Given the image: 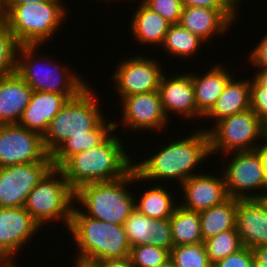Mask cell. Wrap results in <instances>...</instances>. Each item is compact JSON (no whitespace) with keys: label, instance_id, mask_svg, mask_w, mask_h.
Listing matches in <instances>:
<instances>
[{"label":"cell","instance_id":"27","mask_svg":"<svg viewBox=\"0 0 267 267\" xmlns=\"http://www.w3.org/2000/svg\"><path fill=\"white\" fill-rule=\"evenodd\" d=\"M155 183L152 188H147L143 194H138V201H135V208L142 214L153 219L170 218L179 205L173 193L165 186ZM168 189V190H167ZM172 193V194H170ZM140 195V196H139ZM173 198V199H172ZM175 199V200H174Z\"/></svg>","mask_w":267,"mask_h":267},{"label":"cell","instance_id":"41","mask_svg":"<svg viewBox=\"0 0 267 267\" xmlns=\"http://www.w3.org/2000/svg\"><path fill=\"white\" fill-rule=\"evenodd\" d=\"M92 265L94 267H134L129 257L98 260Z\"/></svg>","mask_w":267,"mask_h":267},{"label":"cell","instance_id":"18","mask_svg":"<svg viewBox=\"0 0 267 267\" xmlns=\"http://www.w3.org/2000/svg\"><path fill=\"white\" fill-rule=\"evenodd\" d=\"M240 9H209L183 7L179 24L207 43L217 35L226 34L239 18ZM220 34V35H219Z\"/></svg>","mask_w":267,"mask_h":267},{"label":"cell","instance_id":"7","mask_svg":"<svg viewBox=\"0 0 267 267\" xmlns=\"http://www.w3.org/2000/svg\"><path fill=\"white\" fill-rule=\"evenodd\" d=\"M93 90L88 85L77 96L68 99L50 121L43 136L44 147L49 155L70 137L86 135L105 118L98 101L99 95Z\"/></svg>","mask_w":267,"mask_h":267},{"label":"cell","instance_id":"50","mask_svg":"<svg viewBox=\"0 0 267 267\" xmlns=\"http://www.w3.org/2000/svg\"><path fill=\"white\" fill-rule=\"evenodd\" d=\"M3 21H4V12L2 10L1 0H0V23Z\"/></svg>","mask_w":267,"mask_h":267},{"label":"cell","instance_id":"49","mask_svg":"<svg viewBox=\"0 0 267 267\" xmlns=\"http://www.w3.org/2000/svg\"><path fill=\"white\" fill-rule=\"evenodd\" d=\"M75 263L73 267H94L93 265H88V264H85V263H82V262H76L74 261Z\"/></svg>","mask_w":267,"mask_h":267},{"label":"cell","instance_id":"26","mask_svg":"<svg viewBox=\"0 0 267 267\" xmlns=\"http://www.w3.org/2000/svg\"><path fill=\"white\" fill-rule=\"evenodd\" d=\"M237 199L229 197L221 204L199 212L203 242L236 227Z\"/></svg>","mask_w":267,"mask_h":267},{"label":"cell","instance_id":"32","mask_svg":"<svg viewBox=\"0 0 267 267\" xmlns=\"http://www.w3.org/2000/svg\"><path fill=\"white\" fill-rule=\"evenodd\" d=\"M170 258L176 267H213L203 242L173 246L170 251Z\"/></svg>","mask_w":267,"mask_h":267},{"label":"cell","instance_id":"10","mask_svg":"<svg viewBox=\"0 0 267 267\" xmlns=\"http://www.w3.org/2000/svg\"><path fill=\"white\" fill-rule=\"evenodd\" d=\"M224 156L231 157L227 166L223 165V169H219L229 197L259 199L267 190V177L257 150L232 152Z\"/></svg>","mask_w":267,"mask_h":267},{"label":"cell","instance_id":"28","mask_svg":"<svg viewBox=\"0 0 267 267\" xmlns=\"http://www.w3.org/2000/svg\"><path fill=\"white\" fill-rule=\"evenodd\" d=\"M174 246L203 242L199 212L178 205L169 218Z\"/></svg>","mask_w":267,"mask_h":267},{"label":"cell","instance_id":"9","mask_svg":"<svg viewBox=\"0 0 267 267\" xmlns=\"http://www.w3.org/2000/svg\"><path fill=\"white\" fill-rule=\"evenodd\" d=\"M205 130L211 155L255 150L267 138V127L251 109L220 119Z\"/></svg>","mask_w":267,"mask_h":267},{"label":"cell","instance_id":"25","mask_svg":"<svg viewBox=\"0 0 267 267\" xmlns=\"http://www.w3.org/2000/svg\"><path fill=\"white\" fill-rule=\"evenodd\" d=\"M108 120L104 118L93 130L86 132V135L73 136L63 142L51 154L54 168H59L70 156L101 144L120 124Z\"/></svg>","mask_w":267,"mask_h":267},{"label":"cell","instance_id":"31","mask_svg":"<svg viewBox=\"0 0 267 267\" xmlns=\"http://www.w3.org/2000/svg\"><path fill=\"white\" fill-rule=\"evenodd\" d=\"M206 253L212 265L243 248L236 227L219 233L203 242Z\"/></svg>","mask_w":267,"mask_h":267},{"label":"cell","instance_id":"38","mask_svg":"<svg viewBox=\"0 0 267 267\" xmlns=\"http://www.w3.org/2000/svg\"><path fill=\"white\" fill-rule=\"evenodd\" d=\"M155 246L167 249L169 252L174 246L169 218L156 219Z\"/></svg>","mask_w":267,"mask_h":267},{"label":"cell","instance_id":"2","mask_svg":"<svg viewBox=\"0 0 267 267\" xmlns=\"http://www.w3.org/2000/svg\"><path fill=\"white\" fill-rule=\"evenodd\" d=\"M121 136L111 133L101 144L70 156L58 169L76 191L85 184L124 177L134 159L128 155Z\"/></svg>","mask_w":267,"mask_h":267},{"label":"cell","instance_id":"52","mask_svg":"<svg viewBox=\"0 0 267 267\" xmlns=\"http://www.w3.org/2000/svg\"><path fill=\"white\" fill-rule=\"evenodd\" d=\"M93 1H96V0H93ZM97 1H99V0H97ZM100 1H101V0H100ZM102 1H105V2L109 3L110 1H111V2H114L115 0H114V1H113V0H102ZM126 1H127V0H126Z\"/></svg>","mask_w":267,"mask_h":267},{"label":"cell","instance_id":"6","mask_svg":"<svg viewBox=\"0 0 267 267\" xmlns=\"http://www.w3.org/2000/svg\"><path fill=\"white\" fill-rule=\"evenodd\" d=\"M64 4L62 0H50L11 5L4 12V21L20 45L44 46L67 19Z\"/></svg>","mask_w":267,"mask_h":267},{"label":"cell","instance_id":"16","mask_svg":"<svg viewBox=\"0 0 267 267\" xmlns=\"http://www.w3.org/2000/svg\"><path fill=\"white\" fill-rule=\"evenodd\" d=\"M162 109L170 120V114L181 115L185 119H202L203 114L197 109L195 101L193 82L190 73L176 74L168 77L162 75L158 88ZM192 118V119H191Z\"/></svg>","mask_w":267,"mask_h":267},{"label":"cell","instance_id":"20","mask_svg":"<svg viewBox=\"0 0 267 267\" xmlns=\"http://www.w3.org/2000/svg\"><path fill=\"white\" fill-rule=\"evenodd\" d=\"M32 92L17 72L0 78V125L19 123Z\"/></svg>","mask_w":267,"mask_h":267},{"label":"cell","instance_id":"19","mask_svg":"<svg viewBox=\"0 0 267 267\" xmlns=\"http://www.w3.org/2000/svg\"><path fill=\"white\" fill-rule=\"evenodd\" d=\"M236 230L244 247L267 245V208L260 199H237Z\"/></svg>","mask_w":267,"mask_h":267},{"label":"cell","instance_id":"46","mask_svg":"<svg viewBox=\"0 0 267 267\" xmlns=\"http://www.w3.org/2000/svg\"><path fill=\"white\" fill-rule=\"evenodd\" d=\"M14 259H0V267H18Z\"/></svg>","mask_w":267,"mask_h":267},{"label":"cell","instance_id":"42","mask_svg":"<svg viewBox=\"0 0 267 267\" xmlns=\"http://www.w3.org/2000/svg\"><path fill=\"white\" fill-rule=\"evenodd\" d=\"M254 267H267V245L252 249Z\"/></svg>","mask_w":267,"mask_h":267},{"label":"cell","instance_id":"4","mask_svg":"<svg viewBox=\"0 0 267 267\" xmlns=\"http://www.w3.org/2000/svg\"><path fill=\"white\" fill-rule=\"evenodd\" d=\"M139 181L142 182L143 180L132 168L124 177L119 179L81 186L75 191V202L77 206H80L78 209L91 218L123 225L135 209L137 199L136 193L134 195L128 187L130 184L139 183Z\"/></svg>","mask_w":267,"mask_h":267},{"label":"cell","instance_id":"15","mask_svg":"<svg viewBox=\"0 0 267 267\" xmlns=\"http://www.w3.org/2000/svg\"><path fill=\"white\" fill-rule=\"evenodd\" d=\"M39 231L41 227L24 207L0 208V259H16Z\"/></svg>","mask_w":267,"mask_h":267},{"label":"cell","instance_id":"47","mask_svg":"<svg viewBox=\"0 0 267 267\" xmlns=\"http://www.w3.org/2000/svg\"><path fill=\"white\" fill-rule=\"evenodd\" d=\"M158 267H176L174 261L171 258H168L163 264Z\"/></svg>","mask_w":267,"mask_h":267},{"label":"cell","instance_id":"29","mask_svg":"<svg viewBox=\"0 0 267 267\" xmlns=\"http://www.w3.org/2000/svg\"><path fill=\"white\" fill-rule=\"evenodd\" d=\"M197 35L181 26L179 23L170 24L162 49L173 57L192 58L205 45ZM164 47V48H163Z\"/></svg>","mask_w":267,"mask_h":267},{"label":"cell","instance_id":"39","mask_svg":"<svg viewBox=\"0 0 267 267\" xmlns=\"http://www.w3.org/2000/svg\"><path fill=\"white\" fill-rule=\"evenodd\" d=\"M250 53L248 52L247 58H249L251 66H255L254 70L256 67V69L267 68V33L262 36L260 42L256 44V47Z\"/></svg>","mask_w":267,"mask_h":267},{"label":"cell","instance_id":"1","mask_svg":"<svg viewBox=\"0 0 267 267\" xmlns=\"http://www.w3.org/2000/svg\"><path fill=\"white\" fill-rule=\"evenodd\" d=\"M159 149L156 153L153 151L154 155L149 158L133 162V169L144 182L175 180L181 185L193 175L199 174L195 170L211 156L208 132L200 127L192 131L190 136L173 139Z\"/></svg>","mask_w":267,"mask_h":267},{"label":"cell","instance_id":"24","mask_svg":"<svg viewBox=\"0 0 267 267\" xmlns=\"http://www.w3.org/2000/svg\"><path fill=\"white\" fill-rule=\"evenodd\" d=\"M130 24V32L134 40L141 45L154 44L161 47L164 43L170 23L160 14L152 11L142 1L134 11Z\"/></svg>","mask_w":267,"mask_h":267},{"label":"cell","instance_id":"48","mask_svg":"<svg viewBox=\"0 0 267 267\" xmlns=\"http://www.w3.org/2000/svg\"><path fill=\"white\" fill-rule=\"evenodd\" d=\"M264 206L267 208V190L264 192V194L259 198Z\"/></svg>","mask_w":267,"mask_h":267},{"label":"cell","instance_id":"37","mask_svg":"<svg viewBox=\"0 0 267 267\" xmlns=\"http://www.w3.org/2000/svg\"><path fill=\"white\" fill-rule=\"evenodd\" d=\"M213 267H254L252 249L243 247L239 251L218 261Z\"/></svg>","mask_w":267,"mask_h":267},{"label":"cell","instance_id":"33","mask_svg":"<svg viewBox=\"0 0 267 267\" xmlns=\"http://www.w3.org/2000/svg\"><path fill=\"white\" fill-rule=\"evenodd\" d=\"M20 44L8 29L5 21L0 23V78L16 72L17 51Z\"/></svg>","mask_w":267,"mask_h":267},{"label":"cell","instance_id":"35","mask_svg":"<svg viewBox=\"0 0 267 267\" xmlns=\"http://www.w3.org/2000/svg\"><path fill=\"white\" fill-rule=\"evenodd\" d=\"M152 11L157 12L170 24L179 23L183 10L182 0H142Z\"/></svg>","mask_w":267,"mask_h":267},{"label":"cell","instance_id":"36","mask_svg":"<svg viewBox=\"0 0 267 267\" xmlns=\"http://www.w3.org/2000/svg\"><path fill=\"white\" fill-rule=\"evenodd\" d=\"M250 109L267 127V88L263 87L254 77L250 83Z\"/></svg>","mask_w":267,"mask_h":267},{"label":"cell","instance_id":"3","mask_svg":"<svg viewBox=\"0 0 267 267\" xmlns=\"http://www.w3.org/2000/svg\"><path fill=\"white\" fill-rule=\"evenodd\" d=\"M74 206L65 230L78 248L74 261L92 265L98 260L129 257L131 245L123 225L91 218Z\"/></svg>","mask_w":267,"mask_h":267},{"label":"cell","instance_id":"44","mask_svg":"<svg viewBox=\"0 0 267 267\" xmlns=\"http://www.w3.org/2000/svg\"><path fill=\"white\" fill-rule=\"evenodd\" d=\"M44 1H50V0H1V6L3 12H5L11 5H18V4H24L27 2H44Z\"/></svg>","mask_w":267,"mask_h":267},{"label":"cell","instance_id":"45","mask_svg":"<svg viewBox=\"0 0 267 267\" xmlns=\"http://www.w3.org/2000/svg\"><path fill=\"white\" fill-rule=\"evenodd\" d=\"M263 87L267 88V68L256 69L253 76Z\"/></svg>","mask_w":267,"mask_h":267},{"label":"cell","instance_id":"21","mask_svg":"<svg viewBox=\"0 0 267 267\" xmlns=\"http://www.w3.org/2000/svg\"><path fill=\"white\" fill-rule=\"evenodd\" d=\"M68 98L62 94L33 91L19 125L40 134L48 130L50 121L59 113Z\"/></svg>","mask_w":267,"mask_h":267},{"label":"cell","instance_id":"11","mask_svg":"<svg viewBox=\"0 0 267 267\" xmlns=\"http://www.w3.org/2000/svg\"><path fill=\"white\" fill-rule=\"evenodd\" d=\"M54 168L51 155L36 163L0 168V208L24 207L28 194Z\"/></svg>","mask_w":267,"mask_h":267},{"label":"cell","instance_id":"40","mask_svg":"<svg viewBox=\"0 0 267 267\" xmlns=\"http://www.w3.org/2000/svg\"><path fill=\"white\" fill-rule=\"evenodd\" d=\"M183 7H204L209 9H238L233 0H182Z\"/></svg>","mask_w":267,"mask_h":267},{"label":"cell","instance_id":"51","mask_svg":"<svg viewBox=\"0 0 267 267\" xmlns=\"http://www.w3.org/2000/svg\"><path fill=\"white\" fill-rule=\"evenodd\" d=\"M239 7H240V2L242 1V0H233Z\"/></svg>","mask_w":267,"mask_h":267},{"label":"cell","instance_id":"14","mask_svg":"<svg viewBox=\"0 0 267 267\" xmlns=\"http://www.w3.org/2000/svg\"><path fill=\"white\" fill-rule=\"evenodd\" d=\"M120 102H122L120 123L123 128L134 132L140 130L163 132V129L169 128L167 125L171 120H168L162 109L158 91L129 95L123 97Z\"/></svg>","mask_w":267,"mask_h":267},{"label":"cell","instance_id":"8","mask_svg":"<svg viewBox=\"0 0 267 267\" xmlns=\"http://www.w3.org/2000/svg\"><path fill=\"white\" fill-rule=\"evenodd\" d=\"M74 205L75 191L63 173L53 168L28 194L24 208L41 229L49 222L62 221L68 230Z\"/></svg>","mask_w":267,"mask_h":267},{"label":"cell","instance_id":"34","mask_svg":"<svg viewBox=\"0 0 267 267\" xmlns=\"http://www.w3.org/2000/svg\"><path fill=\"white\" fill-rule=\"evenodd\" d=\"M129 258L134 267H158L170 258V252L150 244L133 246Z\"/></svg>","mask_w":267,"mask_h":267},{"label":"cell","instance_id":"23","mask_svg":"<svg viewBox=\"0 0 267 267\" xmlns=\"http://www.w3.org/2000/svg\"><path fill=\"white\" fill-rule=\"evenodd\" d=\"M236 78V79H235ZM237 79L233 76L224 88V91L217 99L213 107L203 116L211 118L214 122L220 119L241 113L250 109V83L251 77Z\"/></svg>","mask_w":267,"mask_h":267},{"label":"cell","instance_id":"12","mask_svg":"<svg viewBox=\"0 0 267 267\" xmlns=\"http://www.w3.org/2000/svg\"><path fill=\"white\" fill-rule=\"evenodd\" d=\"M150 56L138 54L127 57L116 65L112 75L114 89L120 100L129 95L158 91L162 78L163 66Z\"/></svg>","mask_w":267,"mask_h":267},{"label":"cell","instance_id":"30","mask_svg":"<svg viewBox=\"0 0 267 267\" xmlns=\"http://www.w3.org/2000/svg\"><path fill=\"white\" fill-rule=\"evenodd\" d=\"M123 226L131 247L149 244L155 246L156 219L145 216L135 208Z\"/></svg>","mask_w":267,"mask_h":267},{"label":"cell","instance_id":"43","mask_svg":"<svg viewBox=\"0 0 267 267\" xmlns=\"http://www.w3.org/2000/svg\"><path fill=\"white\" fill-rule=\"evenodd\" d=\"M256 150L260 156L262 167L267 177V138H265L264 141H262L261 144L256 147Z\"/></svg>","mask_w":267,"mask_h":267},{"label":"cell","instance_id":"13","mask_svg":"<svg viewBox=\"0 0 267 267\" xmlns=\"http://www.w3.org/2000/svg\"><path fill=\"white\" fill-rule=\"evenodd\" d=\"M43 137L19 124L0 125V168L44 160Z\"/></svg>","mask_w":267,"mask_h":267},{"label":"cell","instance_id":"22","mask_svg":"<svg viewBox=\"0 0 267 267\" xmlns=\"http://www.w3.org/2000/svg\"><path fill=\"white\" fill-rule=\"evenodd\" d=\"M222 63L213 65L203 75L191 74L197 109L205 115L216 103L228 81L234 76Z\"/></svg>","mask_w":267,"mask_h":267},{"label":"cell","instance_id":"17","mask_svg":"<svg viewBox=\"0 0 267 267\" xmlns=\"http://www.w3.org/2000/svg\"><path fill=\"white\" fill-rule=\"evenodd\" d=\"M179 188L183 190L185 202L179 203L187 210L201 212L221 204L229 198L223 174L201 173L187 179Z\"/></svg>","mask_w":267,"mask_h":267},{"label":"cell","instance_id":"5","mask_svg":"<svg viewBox=\"0 0 267 267\" xmlns=\"http://www.w3.org/2000/svg\"><path fill=\"white\" fill-rule=\"evenodd\" d=\"M40 47L41 45H20L17 51L16 72L33 91L62 94L71 99L89 85L67 65L59 64L58 61L51 60V57L46 58L45 54L40 57Z\"/></svg>","mask_w":267,"mask_h":267}]
</instances>
